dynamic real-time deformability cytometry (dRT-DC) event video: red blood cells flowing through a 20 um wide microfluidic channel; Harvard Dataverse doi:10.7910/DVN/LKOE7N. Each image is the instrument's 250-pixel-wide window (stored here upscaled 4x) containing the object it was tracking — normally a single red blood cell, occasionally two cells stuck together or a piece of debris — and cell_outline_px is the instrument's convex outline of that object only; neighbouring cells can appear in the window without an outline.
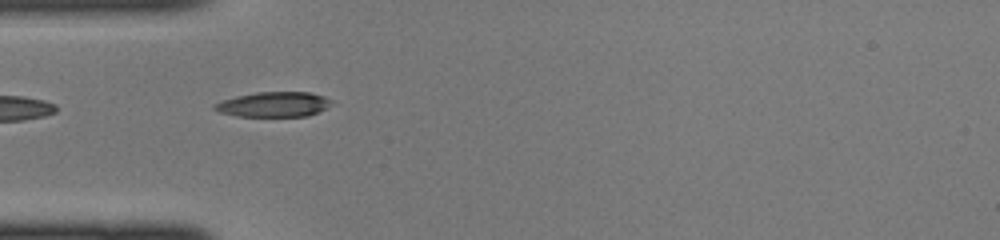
{"species": "common noctule bat (a hibernating species)", "species_latin": "Nyctalus noctula", "temperature_condition": "cold", "stored_images_in_passage": 14, "camera_frame_rate_fps": 3000, "um_per_image_px": 0.085, "animal": {"sex": "female", "body_mass_g": 22.0, "forearm_length_mm": 56.7}, "frame": {"image": 1, "passage_image": 1, "time_ms": 0.0, "image_size_px": [1000, 240], "cell_outline_px": [[332, 104], [308, 116], [236, 116], [220, 112], [212, 108], [212, 104], [236, 96], [256, 92], [308, 92], [324, 96], [332, 100]], "centroid_in_image_um": [23.24, 8.87], "position_along_channel_um": 61.8, "area_um2": 16.94}}
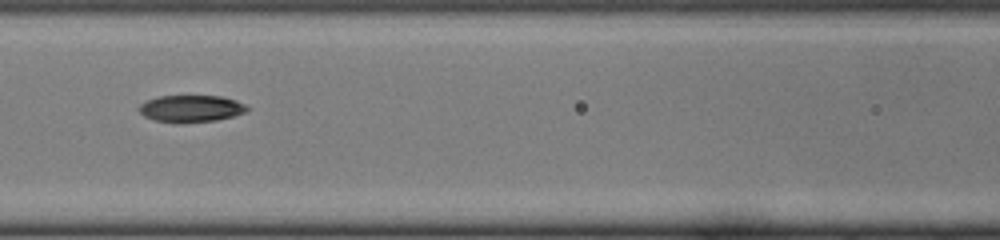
{"frame": {"image": 2, "passage_image": 7, "time_ms": 2.0, "image_size_px": [1000, 240], "cell_outline_px": [[248, 112], [216, 120], [180, 124], [176, 124], [156, 120], [144, 116], [140, 112], [140, 104], [144, 100], [160, 96], [220, 96], [236, 100], [244, 104], [248, 108]], "centroid_in_image_um": [16.23, 9.24], "position_along_channel_um": 150.4, "area_um2": 17.11}}
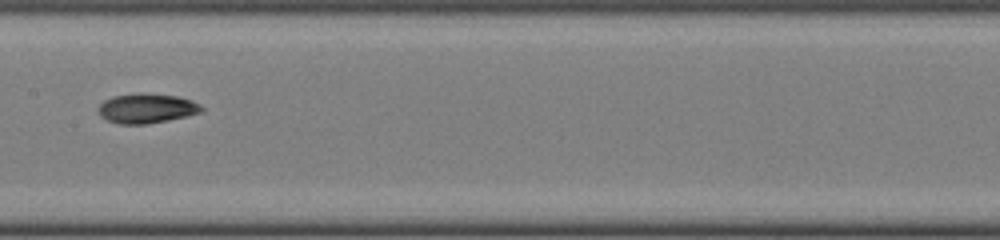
{"frame": {"image": 3, "passage_image": 10, "time_ms": 3.0, "image_size_px": [1000, 240], "cell_outline_px": [[204, 112], [188, 116], [148, 124], [120, 124], [108, 120], [100, 116], [96, 108], [104, 100], [112, 96], [140, 92], [144, 92], [176, 96], [192, 100], [200, 104], [204, 108]], "centroid_in_image_um": [12.47, 9.2], "position_along_channel_um": 194.9, "area_um2": 18.21}}